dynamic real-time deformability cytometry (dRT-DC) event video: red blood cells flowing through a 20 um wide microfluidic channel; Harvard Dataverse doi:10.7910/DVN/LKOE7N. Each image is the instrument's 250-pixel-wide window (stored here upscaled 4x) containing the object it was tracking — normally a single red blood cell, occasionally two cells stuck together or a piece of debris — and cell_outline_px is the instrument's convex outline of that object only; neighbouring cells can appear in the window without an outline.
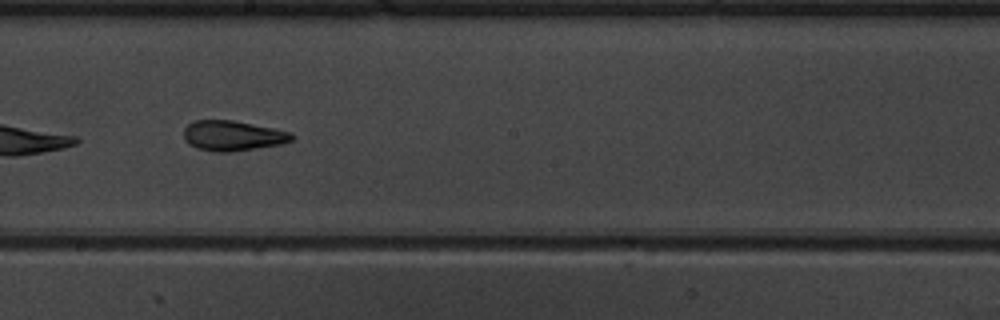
{"species": "common noctule bat (a hibernating species)", "species_latin": "Nyctalus noctula", "temperature_condition": "warm", "stored_images_in_passage": 10, "camera_frame_rate_fps": 3000, "um_per_image_px": 0.085, "animal": {"sex": "male", "body_mass_g": 19.5, "forearm_length_mm": 54.6}, "frame": {"image": 1, "passage_image": 9, "time_ms": 9.333, "image_size_px": [1000, 320], "cell_outline_px": [[296, 136], [292, 140], [280, 144], [232, 152], [212, 152], [196, 148], [188, 144], [184, 140], [184, 128], [192, 120], [232, 120], [292, 132]], "centroid_in_image_um": [19.75, 11.54], "position_along_channel_um": 228.5, "area_um2": 19.13}}
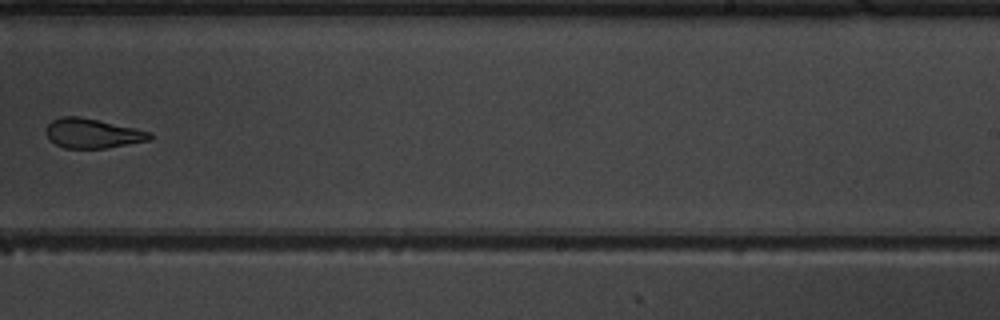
{"frame": {"image": 2, "passage_image": 10, "time_ms": 10.667, "image_size_px": [1000, 320], "cell_outline_px": [[152, 136], [148, 140], [104, 148], [64, 148], [48, 140], [44, 132], [44, 128], [52, 120], [60, 116], [80, 116], [136, 128], [152, 132]], "centroid_in_image_um": [7.79, 11.32], "position_along_channel_um": 281.2, "area_um2": 17.98}}